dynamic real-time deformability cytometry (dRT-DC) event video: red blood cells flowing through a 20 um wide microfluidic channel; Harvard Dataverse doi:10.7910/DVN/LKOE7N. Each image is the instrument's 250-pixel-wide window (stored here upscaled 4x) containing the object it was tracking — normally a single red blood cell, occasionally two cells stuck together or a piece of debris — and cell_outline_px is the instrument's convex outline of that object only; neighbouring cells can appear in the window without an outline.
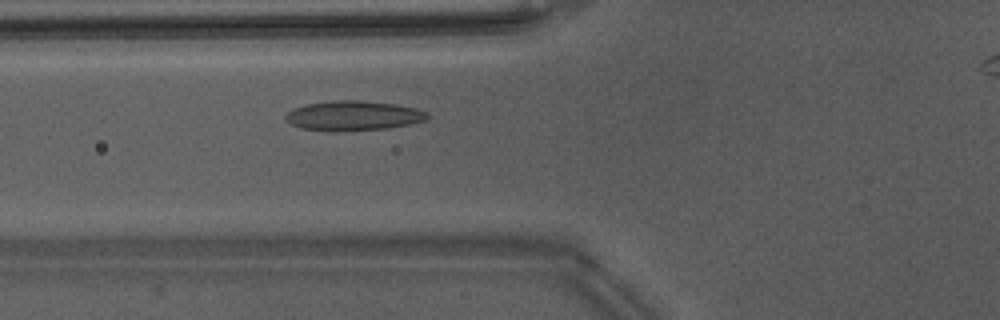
{"species": "Egyptian fruit bat (a non-hibernating species)", "species_latin": "Rousettus aegyptiacus", "temperature_condition": "warm", "stored_images_in_passage": 35, "camera_frame_rate_fps": 3000, "um_per_image_px": 0.085, "animal": {"sex": "male"}, "frame": {"image": 1, "passage_image": 7, "time_ms": 2.0, "image_size_px": [1000, 320], "cell_outline_px": [[428, 116], [424, 120], [408, 124], [388, 128], [336, 132], [332, 132], [300, 128], [292, 124], [284, 116], [288, 112], [296, 108], [308, 104], [336, 100], [360, 100], [396, 104], [416, 108], [428, 112]], "centroid_in_image_um": [30.04, 9.84], "position_along_channel_um": 95.8, "area_um2": 24.45}}
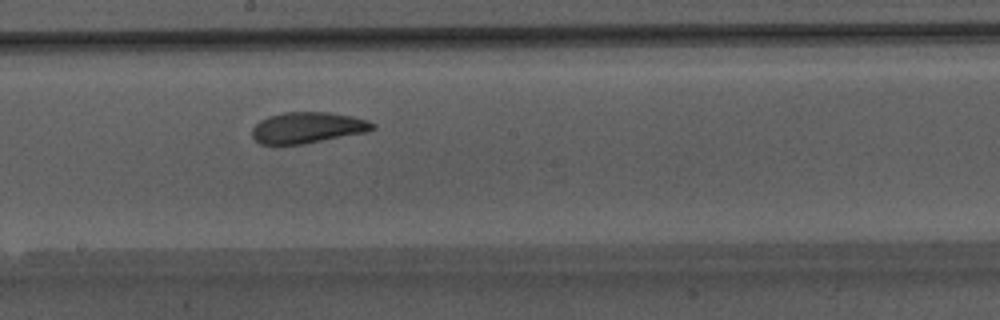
{"frame": {"image": 2, "passage_image": 16, "time_ms": 5.0, "image_size_px": [1000, 320], "cell_outline_px": [[376, 128], [368, 132], [304, 144], [260, 144], [252, 136], [252, 128], [260, 120], [268, 116], [284, 112], [328, 112], [352, 116], [368, 120], [376, 124]], "centroid_in_image_um": [26.17, 10.85], "position_along_channel_um": 222.0, "area_um2": 21.96}}
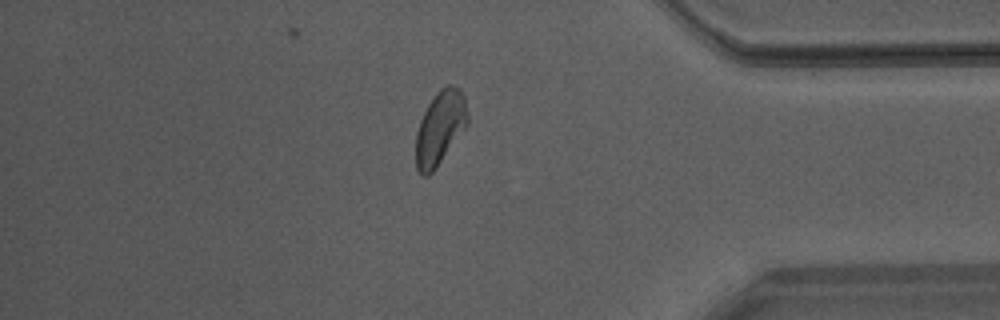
{"frame": {"image": 3, "passage_image": 30, "time_ms": 9.667, "image_size_px": [1000, 320], "cell_outline_px": [[468, 124], [436, 168], [428, 176], [420, 176], [416, 168], [416, 132], [420, 120], [428, 104], [436, 92], [440, 88], [448, 84], [452, 84], [460, 88], [464, 96], [468, 116]], "centroid_in_image_um": [37.4, 10.86], "position_along_channel_um": 397.8, "area_um2": 22.37}}